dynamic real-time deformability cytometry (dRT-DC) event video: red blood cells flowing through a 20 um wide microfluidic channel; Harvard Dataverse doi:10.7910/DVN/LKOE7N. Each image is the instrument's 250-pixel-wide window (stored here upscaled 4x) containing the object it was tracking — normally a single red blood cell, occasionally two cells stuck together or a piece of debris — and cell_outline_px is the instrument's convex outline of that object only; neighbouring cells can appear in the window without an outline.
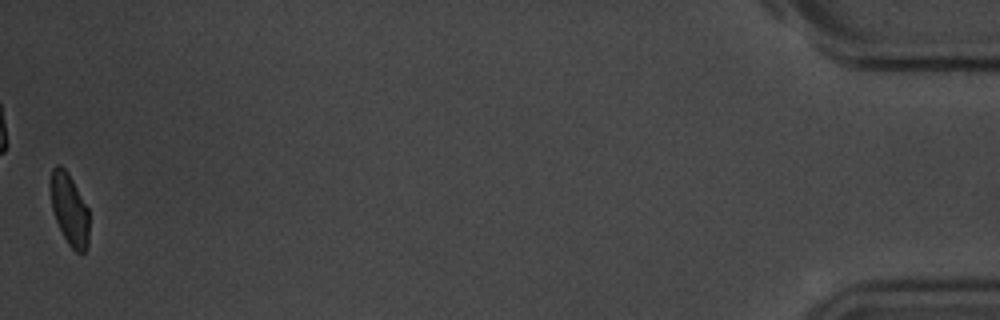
{"species": "common noctule bat (a hibernating species)", "species_latin": "Nyctalus noctula", "temperature_condition": "room temperature", "stored_images_in_passage": 48, "camera_frame_rate_fps": 3000, "um_per_image_px": 0.085, "animal": {"sex": "male", "body_mass_g": 20.1, "forearm_length_mm": 53.5}, "frame": {"image": 1, "passage_image": 48, "time_ms": 15.667, "image_size_px": [1000, 320], "cell_outline_px": [[88, 248], [84, 252], [76, 252], [68, 244], [56, 220], [52, 208], [52, 168], [56, 164], [60, 164], [68, 172], [88, 208]], "centroid_in_image_um": [5.93, 17.81], "position_along_channel_um": 429.3, "area_um2": 15.72}, "authors_computed_cell_mechanics": {"area_um2": 17.5712, "velocity_mm_per_s": 3.5061, "shape_relaxation_time_tau1_ms": 2.3813, "shape_relaxation_time_tau2_ms": 1.7468, "deformation_change_tau1": 0.103, "deformation_change_tau2": 0.0535}}